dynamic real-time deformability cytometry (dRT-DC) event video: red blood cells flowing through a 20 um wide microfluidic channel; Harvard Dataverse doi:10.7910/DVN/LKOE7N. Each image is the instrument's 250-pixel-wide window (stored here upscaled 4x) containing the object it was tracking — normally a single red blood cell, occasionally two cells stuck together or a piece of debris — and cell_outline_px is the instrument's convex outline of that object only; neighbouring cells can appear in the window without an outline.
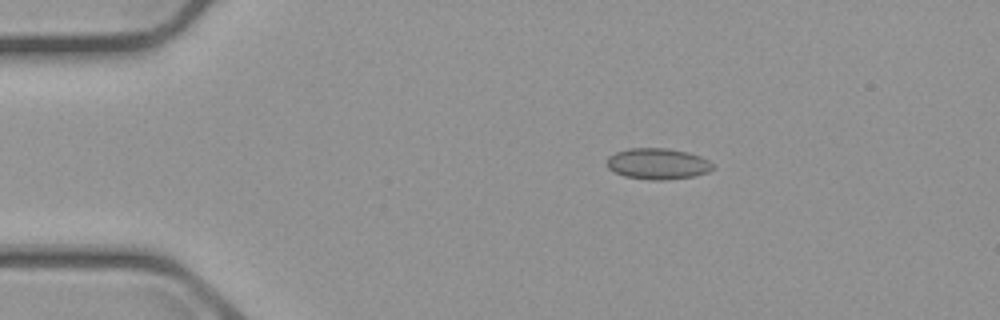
{"species": "common noctule bat (a hibernating species)", "species_latin": "Nyctalus noctula", "temperature_condition": "cold", "stored_images_in_passage": 3, "camera_frame_rate_fps": 3000, "um_per_image_px": 0.085, "animal": {"sex": "male", "body_mass_g": 23.1, "forearm_length_mm": 52.7}, "frame": {"image": 1, "passage_image": 2, "time_ms": 1.0, "image_size_px": [1000, 320], "cell_outline_px": [[716, 168], [708, 172], [692, 176], [664, 180], [652, 180], [624, 176], [608, 168], [604, 164], [608, 156], [616, 152], [628, 148], [668, 148], [688, 152], [700, 156], [708, 160]], "centroid_in_image_um": [55.89, 13.91], "position_along_channel_um": 29.1, "area_um2": 19.31}}